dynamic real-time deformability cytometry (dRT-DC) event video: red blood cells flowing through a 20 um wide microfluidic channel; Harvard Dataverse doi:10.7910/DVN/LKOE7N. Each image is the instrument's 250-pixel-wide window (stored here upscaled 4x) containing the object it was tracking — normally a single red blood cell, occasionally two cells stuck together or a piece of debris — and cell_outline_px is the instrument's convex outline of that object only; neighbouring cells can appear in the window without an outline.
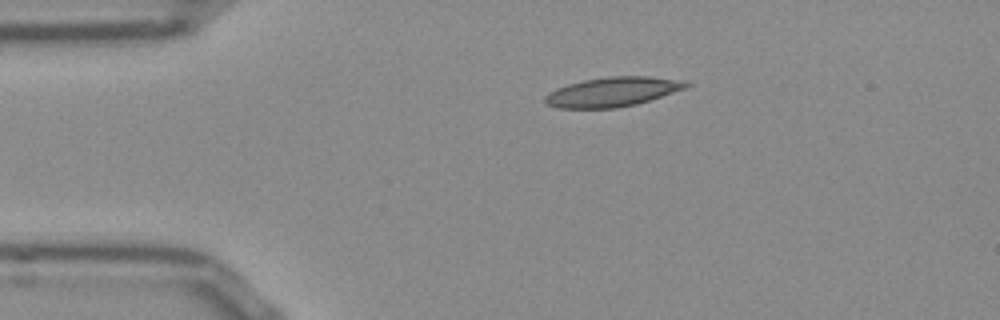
{"species": "Egyptian fruit bat (a non-hibernating species)", "species_latin": "Rousettus aegyptiacus", "temperature_condition": "room temperature", "stored_images_in_passage": 43, "camera_frame_rate_fps": 3000, "um_per_image_px": 0.085, "frame": {"image": 1, "passage_image": 1, "time_ms": 0.0, "image_size_px": [1000, 320], "cell_outline_px": [[692, 84], [684, 88], [636, 104], [616, 108], [560, 108], [548, 104], [544, 100], [544, 96], [548, 92], [556, 88], [568, 84], [584, 80], [608, 76], [648, 76], [684, 80]], "centroid_in_image_um": [52.04, 7.8], "position_along_channel_um": 33.0, "area_um2": 24.04}}
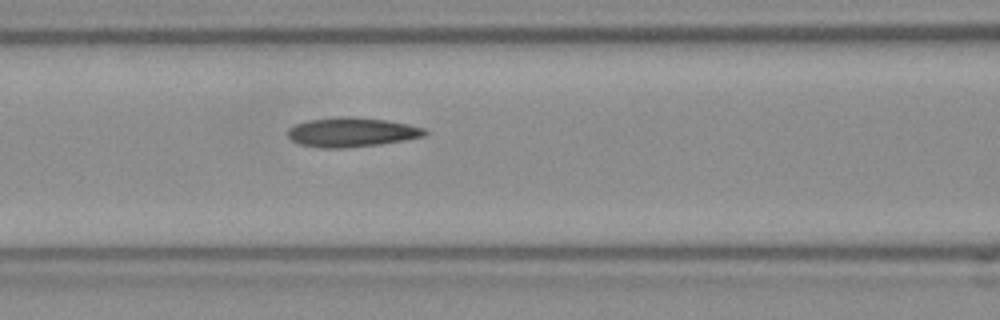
{"frame": {"image": 2, "passage_image": 12, "time_ms": 3.667, "image_size_px": [1000, 320], "cell_outline_px": [[428, 132], [424, 136], [404, 140], [380, 144], [344, 148], [324, 148], [300, 144], [292, 140], [288, 136], [288, 128], [296, 124], [308, 120], [336, 116], [352, 116], [388, 120], [408, 124], [424, 128]], "centroid_in_image_um": [29.89, 11.22], "position_along_channel_um": 136.7, "area_um2": 23.52}}
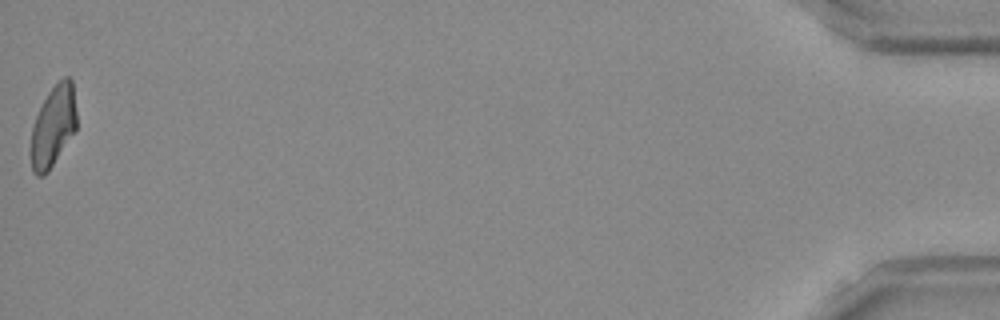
{"frame": {"image": 3, "passage_image": 43, "time_ms": 14.0, "image_size_px": [1000, 320], "cell_outline_px": [[76, 128], [48, 172], [44, 176], [36, 176], [32, 172], [32, 128], [36, 116], [48, 92], [64, 76], [68, 76], [72, 80], [76, 112]], "centroid_in_image_um": [4.53, 10.72], "position_along_channel_um": 430.7, "area_um2": 21.1}, "authors_computed_cell_mechanics": {"area_um2": 22.831, "velocity_mm_per_s": 3.8497, "shape_relaxation_time_tau1_ms": null, "shape_relaxation_time_tau2_ms": 7.5575, "deformation_change_tau1": null, "deformation_change_tau2": 0.1454}}